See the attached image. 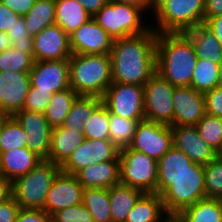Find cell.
<instances>
[{
	"instance_id": "cell-1",
	"label": "cell",
	"mask_w": 222,
	"mask_h": 222,
	"mask_svg": "<svg viewBox=\"0 0 222 222\" xmlns=\"http://www.w3.org/2000/svg\"><path fill=\"white\" fill-rule=\"evenodd\" d=\"M157 33L114 40L110 52L112 83L144 86L156 73Z\"/></svg>"
},
{
	"instance_id": "cell-2",
	"label": "cell",
	"mask_w": 222,
	"mask_h": 222,
	"mask_svg": "<svg viewBox=\"0 0 222 222\" xmlns=\"http://www.w3.org/2000/svg\"><path fill=\"white\" fill-rule=\"evenodd\" d=\"M197 55L185 33L157 34V73L175 87L190 86Z\"/></svg>"
},
{
	"instance_id": "cell-3",
	"label": "cell",
	"mask_w": 222,
	"mask_h": 222,
	"mask_svg": "<svg viewBox=\"0 0 222 222\" xmlns=\"http://www.w3.org/2000/svg\"><path fill=\"white\" fill-rule=\"evenodd\" d=\"M157 193L162 197L169 216H177L182 210L206 198L204 165L192 163L190 169L179 177H158Z\"/></svg>"
},
{
	"instance_id": "cell-4",
	"label": "cell",
	"mask_w": 222,
	"mask_h": 222,
	"mask_svg": "<svg viewBox=\"0 0 222 222\" xmlns=\"http://www.w3.org/2000/svg\"><path fill=\"white\" fill-rule=\"evenodd\" d=\"M69 73L70 87L78 95L102 97L112 84L110 54H72Z\"/></svg>"
},
{
	"instance_id": "cell-5",
	"label": "cell",
	"mask_w": 222,
	"mask_h": 222,
	"mask_svg": "<svg viewBox=\"0 0 222 222\" xmlns=\"http://www.w3.org/2000/svg\"><path fill=\"white\" fill-rule=\"evenodd\" d=\"M205 0H154L157 33H184L204 23Z\"/></svg>"
},
{
	"instance_id": "cell-6",
	"label": "cell",
	"mask_w": 222,
	"mask_h": 222,
	"mask_svg": "<svg viewBox=\"0 0 222 222\" xmlns=\"http://www.w3.org/2000/svg\"><path fill=\"white\" fill-rule=\"evenodd\" d=\"M60 171L59 164L42 160L26 175L17 177L12 182V196L19 207L44 210L46 195Z\"/></svg>"
},
{
	"instance_id": "cell-7",
	"label": "cell",
	"mask_w": 222,
	"mask_h": 222,
	"mask_svg": "<svg viewBox=\"0 0 222 222\" xmlns=\"http://www.w3.org/2000/svg\"><path fill=\"white\" fill-rule=\"evenodd\" d=\"M145 12L133 5L109 1L92 18L113 40L138 36L148 32V26L142 17Z\"/></svg>"
},
{
	"instance_id": "cell-8",
	"label": "cell",
	"mask_w": 222,
	"mask_h": 222,
	"mask_svg": "<svg viewBox=\"0 0 222 222\" xmlns=\"http://www.w3.org/2000/svg\"><path fill=\"white\" fill-rule=\"evenodd\" d=\"M120 183L140 189L143 193H157L158 162L129 147L120 149Z\"/></svg>"
},
{
	"instance_id": "cell-9",
	"label": "cell",
	"mask_w": 222,
	"mask_h": 222,
	"mask_svg": "<svg viewBox=\"0 0 222 222\" xmlns=\"http://www.w3.org/2000/svg\"><path fill=\"white\" fill-rule=\"evenodd\" d=\"M101 98L109 113L136 121L145 120L144 86L112 83Z\"/></svg>"
},
{
	"instance_id": "cell-10",
	"label": "cell",
	"mask_w": 222,
	"mask_h": 222,
	"mask_svg": "<svg viewBox=\"0 0 222 222\" xmlns=\"http://www.w3.org/2000/svg\"><path fill=\"white\" fill-rule=\"evenodd\" d=\"M175 86L156 73L144 85L145 120L173 126Z\"/></svg>"
},
{
	"instance_id": "cell-11",
	"label": "cell",
	"mask_w": 222,
	"mask_h": 222,
	"mask_svg": "<svg viewBox=\"0 0 222 222\" xmlns=\"http://www.w3.org/2000/svg\"><path fill=\"white\" fill-rule=\"evenodd\" d=\"M120 149L109 139H84L67 160L60 166L61 171L76 175L93 163L120 159Z\"/></svg>"
},
{
	"instance_id": "cell-12",
	"label": "cell",
	"mask_w": 222,
	"mask_h": 222,
	"mask_svg": "<svg viewBox=\"0 0 222 222\" xmlns=\"http://www.w3.org/2000/svg\"><path fill=\"white\" fill-rule=\"evenodd\" d=\"M172 146L170 125L143 120L138 123L128 147L158 161Z\"/></svg>"
},
{
	"instance_id": "cell-13",
	"label": "cell",
	"mask_w": 222,
	"mask_h": 222,
	"mask_svg": "<svg viewBox=\"0 0 222 222\" xmlns=\"http://www.w3.org/2000/svg\"><path fill=\"white\" fill-rule=\"evenodd\" d=\"M26 133L27 148L43 160L48 159L52 127L42 112L21 110L13 115Z\"/></svg>"
},
{
	"instance_id": "cell-14",
	"label": "cell",
	"mask_w": 222,
	"mask_h": 222,
	"mask_svg": "<svg viewBox=\"0 0 222 222\" xmlns=\"http://www.w3.org/2000/svg\"><path fill=\"white\" fill-rule=\"evenodd\" d=\"M33 59L54 61L72 56L69 35L57 24L47 26L33 37Z\"/></svg>"
},
{
	"instance_id": "cell-15",
	"label": "cell",
	"mask_w": 222,
	"mask_h": 222,
	"mask_svg": "<svg viewBox=\"0 0 222 222\" xmlns=\"http://www.w3.org/2000/svg\"><path fill=\"white\" fill-rule=\"evenodd\" d=\"M30 85V73L0 71V116L23 110Z\"/></svg>"
},
{
	"instance_id": "cell-16",
	"label": "cell",
	"mask_w": 222,
	"mask_h": 222,
	"mask_svg": "<svg viewBox=\"0 0 222 222\" xmlns=\"http://www.w3.org/2000/svg\"><path fill=\"white\" fill-rule=\"evenodd\" d=\"M69 38L72 54H110L114 42L93 18L82 24Z\"/></svg>"
},
{
	"instance_id": "cell-17",
	"label": "cell",
	"mask_w": 222,
	"mask_h": 222,
	"mask_svg": "<svg viewBox=\"0 0 222 222\" xmlns=\"http://www.w3.org/2000/svg\"><path fill=\"white\" fill-rule=\"evenodd\" d=\"M83 190L75 175L60 171L46 195L44 211L51 216L56 211L81 204Z\"/></svg>"
},
{
	"instance_id": "cell-18",
	"label": "cell",
	"mask_w": 222,
	"mask_h": 222,
	"mask_svg": "<svg viewBox=\"0 0 222 222\" xmlns=\"http://www.w3.org/2000/svg\"><path fill=\"white\" fill-rule=\"evenodd\" d=\"M69 59L36 61L30 71V84L36 90L57 92L70 87Z\"/></svg>"
},
{
	"instance_id": "cell-19",
	"label": "cell",
	"mask_w": 222,
	"mask_h": 222,
	"mask_svg": "<svg viewBox=\"0 0 222 222\" xmlns=\"http://www.w3.org/2000/svg\"><path fill=\"white\" fill-rule=\"evenodd\" d=\"M173 125L195 126L205 115L204 93L191 86L175 87Z\"/></svg>"
},
{
	"instance_id": "cell-20",
	"label": "cell",
	"mask_w": 222,
	"mask_h": 222,
	"mask_svg": "<svg viewBox=\"0 0 222 222\" xmlns=\"http://www.w3.org/2000/svg\"><path fill=\"white\" fill-rule=\"evenodd\" d=\"M173 147L184 152L194 163L206 165L218 153L199 135L195 126H171Z\"/></svg>"
},
{
	"instance_id": "cell-21",
	"label": "cell",
	"mask_w": 222,
	"mask_h": 222,
	"mask_svg": "<svg viewBox=\"0 0 222 222\" xmlns=\"http://www.w3.org/2000/svg\"><path fill=\"white\" fill-rule=\"evenodd\" d=\"M83 188H107L120 184V159L93 163L75 175Z\"/></svg>"
},
{
	"instance_id": "cell-22",
	"label": "cell",
	"mask_w": 222,
	"mask_h": 222,
	"mask_svg": "<svg viewBox=\"0 0 222 222\" xmlns=\"http://www.w3.org/2000/svg\"><path fill=\"white\" fill-rule=\"evenodd\" d=\"M43 159L27 147L10 149L1 152L0 174L12 182L22 175H26Z\"/></svg>"
},
{
	"instance_id": "cell-23",
	"label": "cell",
	"mask_w": 222,
	"mask_h": 222,
	"mask_svg": "<svg viewBox=\"0 0 222 222\" xmlns=\"http://www.w3.org/2000/svg\"><path fill=\"white\" fill-rule=\"evenodd\" d=\"M84 139V133L77 128L62 126L52 128L47 161L61 166L72 152L83 143Z\"/></svg>"
},
{
	"instance_id": "cell-24",
	"label": "cell",
	"mask_w": 222,
	"mask_h": 222,
	"mask_svg": "<svg viewBox=\"0 0 222 222\" xmlns=\"http://www.w3.org/2000/svg\"><path fill=\"white\" fill-rule=\"evenodd\" d=\"M191 40L198 59L222 62V45L214 33L204 24L184 32Z\"/></svg>"
},
{
	"instance_id": "cell-25",
	"label": "cell",
	"mask_w": 222,
	"mask_h": 222,
	"mask_svg": "<svg viewBox=\"0 0 222 222\" xmlns=\"http://www.w3.org/2000/svg\"><path fill=\"white\" fill-rule=\"evenodd\" d=\"M166 213L158 193H143L128 213L126 222H163Z\"/></svg>"
},
{
	"instance_id": "cell-26",
	"label": "cell",
	"mask_w": 222,
	"mask_h": 222,
	"mask_svg": "<svg viewBox=\"0 0 222 222\" xmlns=\"http://www.w3.org/2000/svg\"><path fill=\"white\" fill-rule=\"evenodd\" d=\"M55 24L60 26L69 36L92 16L76 0H55Z\"/></svg>"
},
{
	"instance_id": "cell-27",
	"label": "cell",
	"mask_w": 222,
	"mask_h": 222,
	"mask_svg": "<svg viewBox=\"0 0 222 222\" xmlns=\"http://www.w3.org/2000/svg\"><path fill=\"white\" fill-rule=\"evenodd\" d=\"M143 192L135 187L117 184L109 188L112 221H126L128 213Z\"/></svg>"
},
{
	"instance_id": "cell-28",
	"label": "cell",
	"mask_w": 222,
	"mask_h": 222,
	"mask_svg": "<svg viewBox=\"0 0 222 222\" xmlns=\"http://www.w3.org/2000/svg\"><path fill=\"white\" fill-rule=\"evenodd\" d=\"M181 222H222V202L218 198H203L176 216Z\"/></svg>"
},
{
	"instance_id": "cell-29",
	"label": "cell",
	"mask_w": 222,
	"mask_h": 222,
	"mask_svg": "<svg viewBox=\"0 0 222 222\" xmlns=\"http://www.w3.org/2000/svg\"><path fill=\"white\" fill-rule=\"evenodd\" d=\"M55 0H36L31 10L23 16L27 30L35 36L47 26L55 24Z\"/></svg>"
},
{
	"instance_id": "cell-30",
	"label": "cell",
	"mask_w": 222,
	"mask_h": 222,
	"mask_svg": "<svg viewBox=\"0 0 222 222\" xmlns=\"http://www.w3.org/2000/svg\"><path fill=\"white\" fill-rule=\"evenodd\" d=\"M82 204L92 215L94 222H111L109 189L84 188Z\"/></svg>"
},
{
	"instance_id": "cell-31",
	"label": "cell",
	"mask_w": 222,
	"mask_h": 222,
	"mask_svg": "<svg viewBox=\"0 0 222 222\" xmlns=\"http://www.w3.org/2000/svg\"><path fill=\"white\" fill-rule=\"evenodd\" d=\"M77 96L78 94L71 87L54 93L44 112L52 128L63 124Z\"/></svg>"
},
{
	"instance_id": "cell-32",
	"label": "cell",
	"mask_w": 222,
	"mask_h": 222,
	"mask_svg": "<svg viewBox=\"0 0 222 222\" xmlns=\"http://www.w3.org/2000/svg\"><path fill=\"white\" fill-rule=\"evenodd\" d=\"M101 103V97L78 95L73 101L70 112L61 126L65 128H77L79 131H83L84 123Z\"/></svg>"
},
{
	"instance_id": "cell-33",
	"label": "cell",
	"mask_w": 222,
	"mask_h": 222,
	"mask_svg": "<svg viewBox=\"0 0 222 222\" xmlns=\"http://www.w3.org/2000/svg\"><path fill=\"white\" fill-rule=\"evenodd\" d=\"M22 147H27V142L20 123L13 116H0L1 152Z\"/></svg>"
},
{
	"instance_id": "cell-34",
	"label": "cell",
	"mask_w": 222,
	"mask_h": 222,
	"mask_svg": "<svg viewBox=\"0 0 222 222\" xmlns=\"http://www.w3.org/2000/svg\"><path fill=\"white\" fill-rule=\"evenodd\" d=\"M219 65L211 60L197 59L190 86L205 93L218 86Z\"/></svg>"
},
{
	"instance_id": "cell-35",
	"label": "cell",
	"mask_w": 222,
	"mask_h": 222,
	"mask_svg": "<svg viewBox=\"0 0 222 222\" xmlns=\"http://www.w3.org/2000/svg\"><path fill=\"white\" fill-rule=\"evenodd\" d=\"M157 162L158 177H179L193 163L184 152L173 146Z\"/></svg>"
},
{
	"instance_id": "cell-36",
	"label": "cell",
	"mask_w": 222,
	"mask_h": 222,
	"mask_svg": "<svg viewBox=\"0 0 222 222\" xmlns=\"http://www.w3.org/2000/svg\"><path fill=\"white\" fill-rule=\"evenodd\" d=\"M139 122L109 113V140L119 149L128 147Z\"/></svg>"
},
{
	"instance_id": "cell-37",
	"label": "cell",
	"mask_w": 222,
	"mask_h": 222,
	"mask_svg": "<svg viewBox=\"0 0 222 222\" xmlns=\"http://www.w3.org/2000/svg\"><path fill=\"white\" fill-rule=\"evenodd\" d=\"M86 139H109V110L101 103L83 126Z\"/></svg>"
},
{
	"instance_id": "cell-38",
	"label": "cell",
	"mask_w": 222,
	"mask_h": 222,
	"mask_svg": "<svg viewBox=\"0 0 222 222\" xmlns=\"http://www.w3.org/2000/svg\"><path fill=\"white\" fill-rule=\"evenodd\" d=\"M195 127L205 142L220 154L222 152V118L206 114Z\"/></svg>"
},
{
	"instance_id": "cell-39",
	"label": "cell",
	"mask_w": 222,
	"mask_h": 222,
	"mask_svg": "<svg viewBox=\"0 0 222 222\" xmlns=\"http://www.w3.org/2000/svg\"><path fill=\"white\" fill-rule=\"evenodd\" d=\"M34 64L33 57L10 47L0 53V71L30 73Z\"/></svg>"
},
{
	"instance_id": "cell-40",
	"label": "cell",
	"mask_w": 222,
	"mask_h": 222,
	"mask_svg": "<svg viewBox=\"0 0 222 222\" xmlns=\"http://www.w3.org/2000/svg\"><path fill=\"white\" fill-rule=\"evenodd\" d=\"M205 194L207 198H222V156L217 155L204 166Z\"/></svg>"
},
{
	"instance_id": "cell-41",
	"label": "cell",
	"mask_w": 222,
	"mask_h": 222,
	"mask_svg": "<svg viewBox=\"0 0 222 222\" xmlns=\"http://www.w3.org/2000/svg\"><path fill=\"white\" fill-rule=\"evenodd\" d=\"M7 34L13 48L18 49L20 52L28 53L33 57V36L29 34L23 17H20L16 23L8 29Z\"/></svg>"
},
{
	"instance_id": "cell-42",
	"label": "cell",
	"mask_w": 222,
	"mask_h": 222,
	"mask_svg": "<svg viewBox=\"0 0 222 222\" xmlns=\"http://www.w3.org/2000/svg\"><path fill=\"white\" fill-rule=\"evenodd\" d=\"M52 222H94V219L88 209L81 203L51 215Z\"/></svg>"
},
{
	"instance_id": "cell-43",
	"label": "cell",
	"mask_w": 222,
	"mask_h": 222,
	"mask_svg": "<svg viewBox=\"0 0 222 222\" xmlns=\"http://www.w3.org/2000/svg\"><path fill=\"white\" fill-rule=\"evenodd\" d=\"M53 95V92L36 90L35 87L30 85L23 109L44 113Z\"/></svg>"
},
{
	"instance_id": "cell-44",
	"label": "cell",
	"mask_w": 222,
	"mask_h": 222,
	"mask_svg": "<svg viewBox=\"0 0 222 222\" xmlns=\"http://www.w3.org/2000/svg\"><path fill=\"white\" fill-rule=\"evenodd\" d=\"M206 114L222 118V87L204 93Z\"/></svg>"
},
{
	"instance_id": "cell-45",
	"label": "cell",
	"mask_w": 222,
	"mask_h": 222,
	"mask_svg": "<svg viewBox=\"0 0 222 222\" xmlns=\"http://www.w3.org/2000/svg\"><path fill=\"white\" fill-rule=\"evenodd\" d=\"M15 222H52L51 216L40 209L20 208Z\"/></svg>"
},
{
	"instance_id": "cell-46",
	"label": "cell",
	"mask_w": 222,
	"mask_h": 222,
	"mask_svg": "<svg viewBox=\"0 0 222 222\" xmlns=\"http://www.w3.org/2000/svg\"><path fill=\"white\" fill-rule=\"evenodd\" d=\"M20 207L12 196L0 203V222H15Z\"/></svg>"
},
{
	"instance_id": "cell-47",
	"label": "cell",
	"mask_w": 222,
	"mask_h": 222,
	"mask_svg": "<svg viewBox=\"0 0 222 222\" xmlns=\"http://www.w3.org/2000/svg\"><path fill=\"white\" fill-rule=\"evenodd\" d=\"M36 0H0L11 11L20 17L25 16L33 7Z\"/></svg>"
},
{
	"instance_id": "cell-48",
	"label": "cell",
	"mask_w": 222,
	"mask_h": 222,
	"mask_svg": "<svg viewBox=\"0 0 222 222\" xmlns=\"http://www.w3.org/2000/svg\"><path fill=\"white\" fill-rule=\"evenodd\" d=\"M20 18L18 14L11 11L0 2V31L7 32L11 26Z\"/></svg>"
},
{
	"instance_id": "cell-49",
	"label": "cell",
	"mask_w": 222,
	"mask_h": 222,
	"mask_svg": "<svg viewBox=\"0 0 222 222\" xmlns=\"http://www.w3.org/2000/svg\"><path fill=\"white\" fill-rule=\"evenodd\" d=\"M217 15H222V0H205L204 22Z\"/></svg>"
},
{
	"instance_id": "cell-50",
	"label": "cell",
	"mask_w": 222,
	"mask_h": 222,
	"mask_svg": "<svg viewBox=\"0 0 222 222\" xmlns=\"http://www.w3.org/2000/svg\"><path fill=\"white\" fill-rule=\"evenodd\" d=\"M204 24L214 33L217 40L222 45V15L208 18Z\"/></svg>"
},
{
	"instance_id": "cell-51",
	"label": "cell",
	"mask_w": 222,
	"mask_h": 222,
	"mask_svg": "<svg viewBox=\"0 0 222 222\" xmlns=\"http://www.w3.org/2000/svg\"><path fill=\"white\" fill-rule=\"evenodd\" d=\"M80 2L84 9L93 16L96 12H98L105 4L109 2V0H76Z\"/></svg>"
},
{
	"instance_id": "cell-52",
	"label": "cell",
	"mask_w": 222,
	"mask_h": 222,
	"mask_svg": "<svg viewBox=\"0 0 222 222\" xmlns=\"http://www.w3.org/2000/svg\"><path fill=\"white\" fill-rule=\"evenodd\" d=\"M109 1L133 5L142 9L145 12L149 11L148 9H150L152 12L151 14H153L154 11V0H109Z\"/></svg>"
},
{
	"instance_id": "cell-53",
	"label": "cell",
	"mask_w": 222,
	"mask_h": 222,
	"mask_svg": "<svg viewBox=\"0 0 222 222\" xmlns=\"http://www.w3.org/2000/svg\"><path fill=\"white\" fill-rule=\"evenodd\" d=\"M12 197V181L0 174V203Z\"/></svg>"
},
{
	"instance_id": "cell-54",
	"label": "cell",
	"mask_w": 222,
	"mask_h": 222,
	"mask_svg": "<svg viewBox=\"0 0 222 222\" xmlns=\"http://www.w3.org/2000/svg\"><path fill=\"white\" fill-rule=\"evenodd\" d=\"M12 47L7 32L0 31V53Z\"/></svg>"
},
{
	"instance_id": "cell-55",
	"label": "cell",
	"mask_w": 222,
	"mask_h": 222,
	"mask_svg": "<svg viewBox=\"0 0 222 222\" xmlns=\"http://www.w3.org/2000/svg\"><path fill=\"white\" fill-rule=\"evenodd\" d=\"M218 86L222 87V62L219 64Z\"/></svg>"
},
{
	"instance_id": "cell-56",
	"label": "cell",
	"mask_w": 222,
	"mask_h": 222,
	"mask_svg": "<svg viewBox=\"0 0 222 222\" xmlns=\"http://www.w3.org/2000/svg\"><path fill=\"white\" fill-rule=\"evenodd\" d=\"M163 222H181L176 216H169Z\"/></svg>"
}]
</instances>
